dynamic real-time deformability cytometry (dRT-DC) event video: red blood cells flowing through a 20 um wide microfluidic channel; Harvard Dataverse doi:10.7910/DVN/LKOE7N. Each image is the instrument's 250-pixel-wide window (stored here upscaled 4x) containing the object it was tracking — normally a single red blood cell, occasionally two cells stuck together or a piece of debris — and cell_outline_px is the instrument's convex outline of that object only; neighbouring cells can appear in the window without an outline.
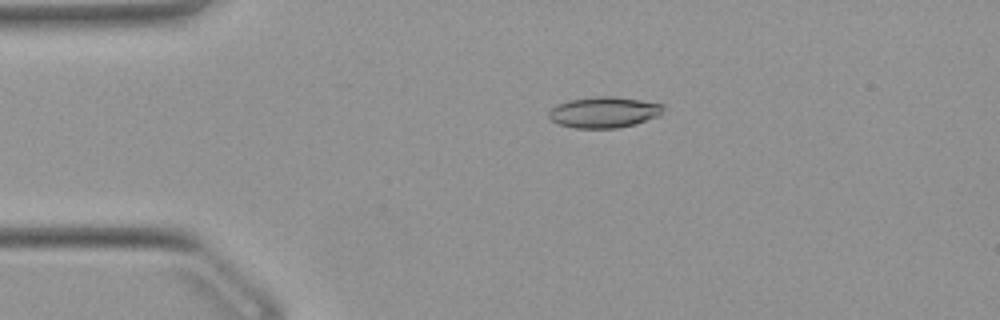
{"species": "Egyptian fruit bat (a non-hibernating species)", "species_latin": "Rousettus aegyptiacus", "temperature_condition": "warm", "stored_images_in_passage": 52, "camera_frame_rate_fps": 3000, "um_per_image_px": 0.085, "animal": {"sex": "female"}, "frame": {"image": 1, "passage_image": 11, "time_ms": 3.333, "image_size_px": [1000, 320], "cell_outline_px": [[664, 108], [660, 116], [636, 124], [620, 128], [572, 128], [560, 124], [552, 120], [548, 116], [548, 112], [556, 104], [568, 100], [596, 96], [612, 96], [640, 100], [664, 104]], "centroid_in_image_um": [51.35, 9.54], "position_along_channel_um": 33.6, "area_um2": 20.87}}
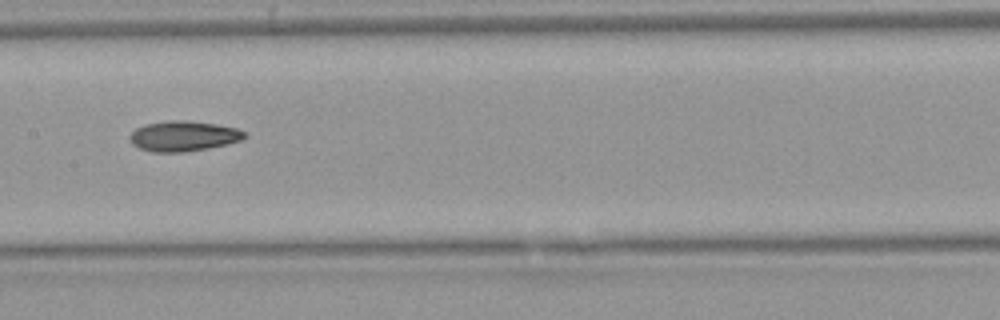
{"frame": {"image": 2, "passage_image": 26, "time_ms": 8.333, "image_size_px": [1000, 320], "cell_outline_px": [[248, 136], [240, 140], [228, 144], [208, 148], [184, 152], [152, 152], [140, 148], [132, 144], [128, 136], [136, 128], [144, 124], [168, 120], [188, 120], [216, 124], [236, 128], [244, 132]], "centroid_in_image_um": [15.57, 11.56], "position_along_channel_um": 191.8, "area_um2": 20.35}}
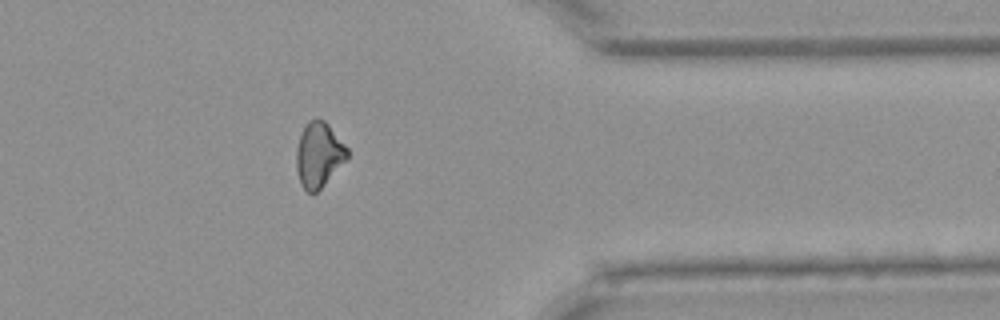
{"frame": {"image": 3, "passage_image": 42, "time_ms": 13.667, "image_size_px": [1000, 320], "cell_outline_px": [[348, 156], [324, 184], [316, 192], [308, 192], [300, 184], [296, 168], [296, 148], [300, 136], [308, 120], [316, 116], [324, 120], [328, 124], [348, 148]], "centroid_in_image_um": [27.07, 13.11], "position_along_channel_um": 384.3, "area_um2": 19.07}}